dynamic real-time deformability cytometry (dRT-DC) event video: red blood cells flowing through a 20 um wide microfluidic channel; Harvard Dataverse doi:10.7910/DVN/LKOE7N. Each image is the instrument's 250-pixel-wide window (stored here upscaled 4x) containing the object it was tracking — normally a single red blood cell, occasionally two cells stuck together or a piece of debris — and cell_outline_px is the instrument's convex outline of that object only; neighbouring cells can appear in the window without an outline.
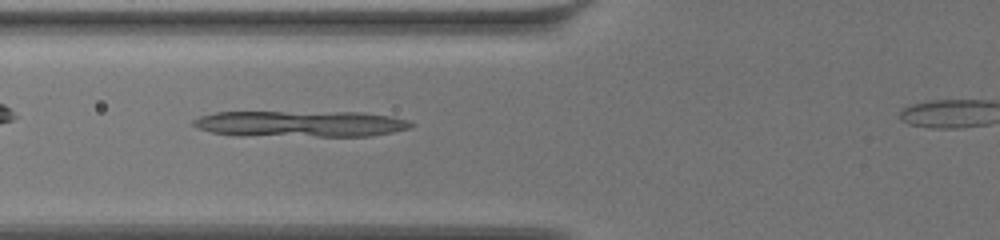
{"species": "common noctule bat (a hibernating species)", "species_latin": "Nyctalus noctula", "temperature_condition": "warm", "stored_images_in_passage": 36, "camera_frame_rate_fps": 3000, "um_per_image_px": 0.085, "animal": {"sex": "female", "body_mass_g": 19.5, "forearm_length_mm": 54.1}, "frame": {"image": 1, "passage_image": 6, "time_ms": 1.667, "image_size_px": [1000, 240], "cell_outline_px": [[412, 124], [408, 128], [392, 132], [372, 136], [240, 136], [212, 132], [196, 128], [192, 124], [192, 120], [200, 116], [216, 112], [364, 112], [392, 116], [408, 120]], "centroid_in_image_um": [25.51, 10.53], "position_along_channel_um": 100.3, "area_um2": 33.52}}
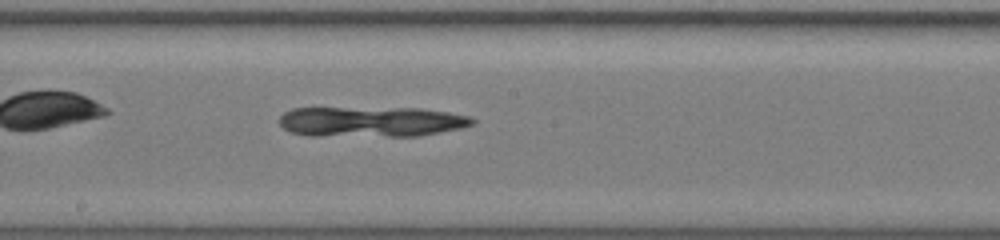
{"frame": {"image": 2, "passage_image": 16, "time_ms": 5.0, "image_size_px": [1000, 240], "cell_outline_px": [[476, 120], [472, 124], [460, 128], [420, 136], [308, 136], [288, 132], [280, 124], [280, 116], [284, 112], [292, 108], [420, 108], [448, 112], [468, 116]], "centroid_in_image_um": [31.51, 10.35], "position_along_channel_um": 216.7, "area_um2": 34.33}}